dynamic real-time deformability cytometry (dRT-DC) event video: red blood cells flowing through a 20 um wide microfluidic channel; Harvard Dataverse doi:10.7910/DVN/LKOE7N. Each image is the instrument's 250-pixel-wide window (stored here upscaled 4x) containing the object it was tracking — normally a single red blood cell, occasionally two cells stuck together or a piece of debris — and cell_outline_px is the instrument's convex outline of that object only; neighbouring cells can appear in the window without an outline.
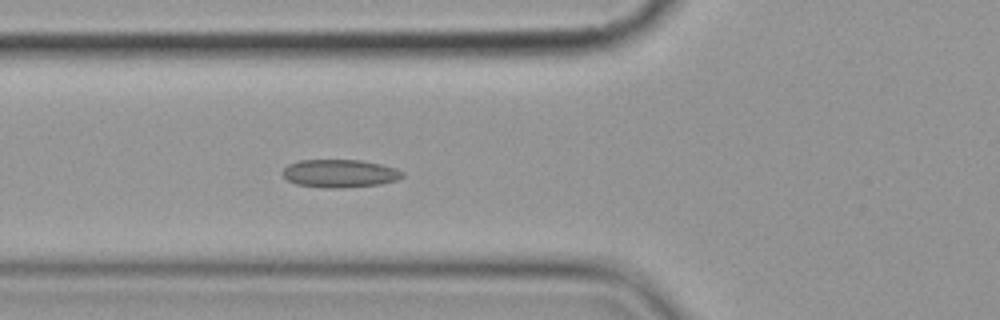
{"species": "common noctule bat (a hibernating species)", "species_latin": "Nyctalus noctula", "temperature_condition": "cold", "stored_images_in_passage": 5, "camera_frame_rate_fps": 3000, "um_per_image_px": 0.085, "animal": {"sex": "female", "body_mass_g": 19.9}, "frame": {"image": 1, "passage_image": 5, "time_ms": 5.333, "image_size_px": [1000, 320], "cell_outline_px": [[404, 176], [396, 180], [380, 184], [344, 188], [324, 188], [296, 184], [288, 180], [284, 176], [284, 168], [288, 164], [300, 160], [360, 160], [380, 164], [396, 168], [404, 172]], "centroid_in_image_um": [28.9, 14.75], "position_along_channel_um": 96.9, "area_um2": 19.54}}